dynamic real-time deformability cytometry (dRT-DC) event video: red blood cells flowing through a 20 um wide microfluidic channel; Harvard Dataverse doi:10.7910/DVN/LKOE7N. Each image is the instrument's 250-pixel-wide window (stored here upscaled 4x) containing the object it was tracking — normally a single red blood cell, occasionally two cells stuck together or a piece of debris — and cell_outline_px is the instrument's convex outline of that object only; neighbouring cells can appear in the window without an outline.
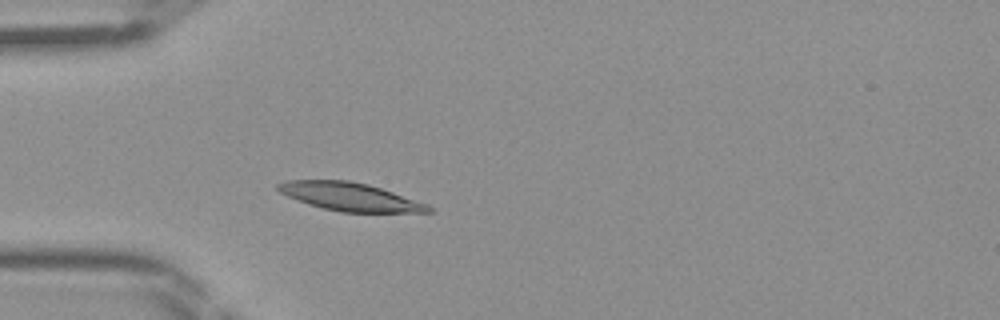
{"species": "Egyptian fruit bat (a non-hibernating species)", "species_latin": "Rousettus aegyptiacus", "temperature_condition": "room temperature", "stored_images_in_passage": 33, "camera_frame_rate_fps": 3000, "um_per_image_px": 0.085, "frame": {"image": 1, "passage_image": 1, "time_ms": 0.0, "image_size_px": [1000, 320], "cell_outline_px": [[432, 212], [340, 212], [308, 204], [288, 196], [280, 192], [276, 188], [276, 184], [284, 180], [348, 180], [368, 184], [428, 204], [432, 208]], "centroid_in_image_um": [29.72, 16.72], "position_along_channel_um": 55.3, "area_um2": 24.51}}
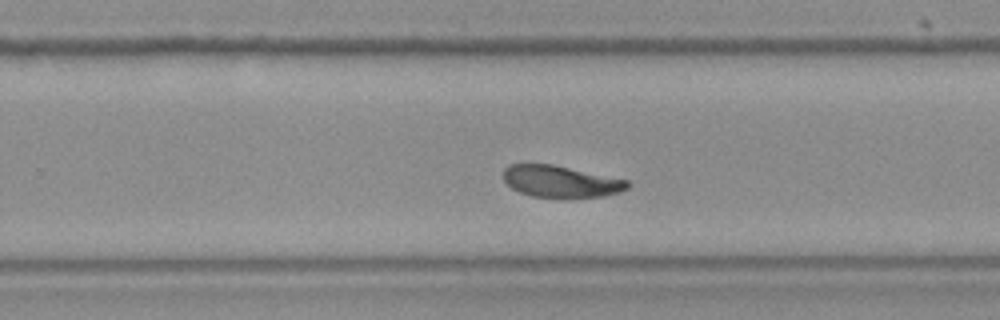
{"frame": {"image": 2, "passage_image": 17, "time_ms": 5.333, "image_size_px": [1000, 320], "cell_outline_px": [[632, 184], [628, 188], [620, 192], [604, 196], [564, 200], [532, 196], [520, 192], [512, 188], [504, 180], [504, 168], [508, 164], [552, 164], [628, 180]], "centroid_in_image_um": [47.69, 15.46], "position_along_channel_um": 282.1, "area_um2": 23.58}}
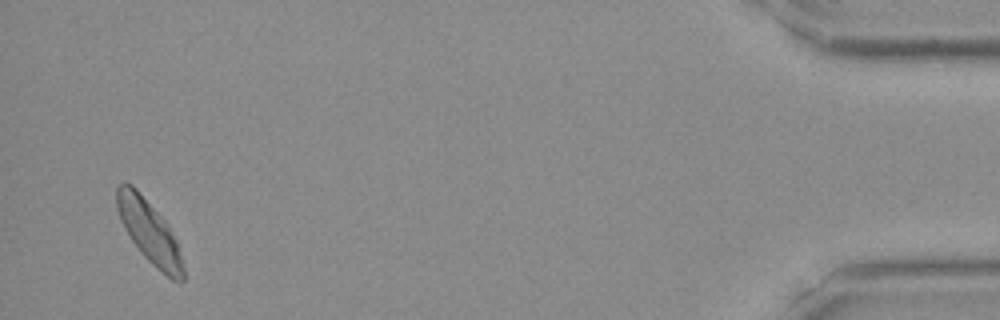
{"frame": {"image": 3, "passage_image": 32, "time_ms": 10.333, "image_size_px": [1000, 320], "cell_outline_px": [[184, 280], [180, 284], [172, 280], [156, 268], [144, 256], [132, 240], [124, 228], [116, 208], [116, 184], [124, 180], [132, 184], [136, 188], [164, 220], [176, 240], [184, 268]], "centroid_in_image_um": [12.67, 19.68], "position_along_channel_um": 422.5, "area_um2": 24.16}}